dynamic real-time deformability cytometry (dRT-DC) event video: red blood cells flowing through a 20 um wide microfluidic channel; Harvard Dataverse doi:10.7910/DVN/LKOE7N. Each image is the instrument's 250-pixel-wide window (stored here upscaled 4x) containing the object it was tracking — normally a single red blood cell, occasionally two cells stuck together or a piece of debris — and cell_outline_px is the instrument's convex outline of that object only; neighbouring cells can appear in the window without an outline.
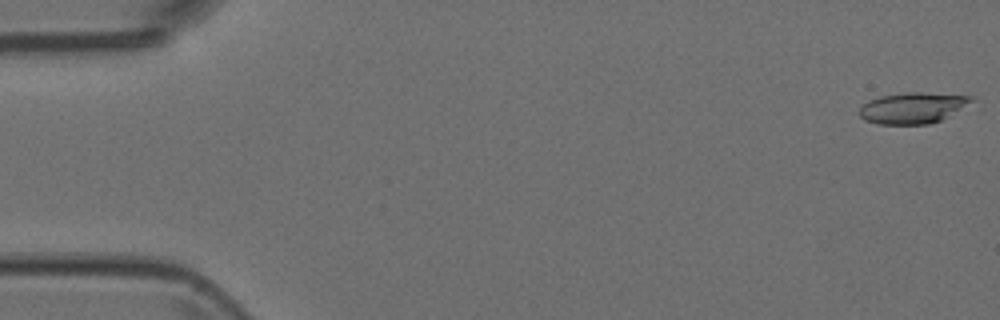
{"species": "Egyptian fruit bat (a non-hibernating species)", "species_latin": "Rousettus aegyptiacus", "temperature_condition": "room temperature", "stored_images_in_passage": 5, "camera_frame_rate_fps": 3000, "um_per_image_px": 0.085, "animal": {"sex": "female"}, "frame": {"image": 1, "passage_image": 1, "time_ms": 0.0, "image_size_px": [1000, 320], "cell_outline_px": [[976, 100], [948, 116], [940, 120], [928, 124], [876, 124], [864, 120], [860, 116], [860, 108], [868, 100], [880, 96], [908, 92], [920, 92], [976, 96]], "centroid_in_image_um": [77.6, 9.16], "position_along_channel_um": 7.4, "area_um2": 20.29}}
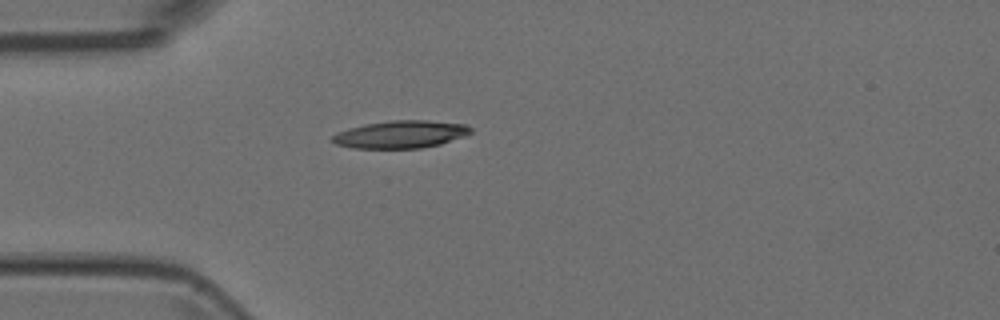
{"frame": {"image": 2, "passage_image": 5, "time_ms": 1.333, "image_size_px": [1000, 320], "cell_outline_px": [[472, 132], [464, 136], [440, 144], [420, 148], [352, 148], [336, 144], [332, 140], [332, 136], [336, 132], [348, 128], [364, 124], [388, 120], [428, 120], [468, 124], [472, 128]], "centroid_in_image_um": [34.06, 11.41], "position_along_channel_um": 50.9, "area_um2": 22.37}}